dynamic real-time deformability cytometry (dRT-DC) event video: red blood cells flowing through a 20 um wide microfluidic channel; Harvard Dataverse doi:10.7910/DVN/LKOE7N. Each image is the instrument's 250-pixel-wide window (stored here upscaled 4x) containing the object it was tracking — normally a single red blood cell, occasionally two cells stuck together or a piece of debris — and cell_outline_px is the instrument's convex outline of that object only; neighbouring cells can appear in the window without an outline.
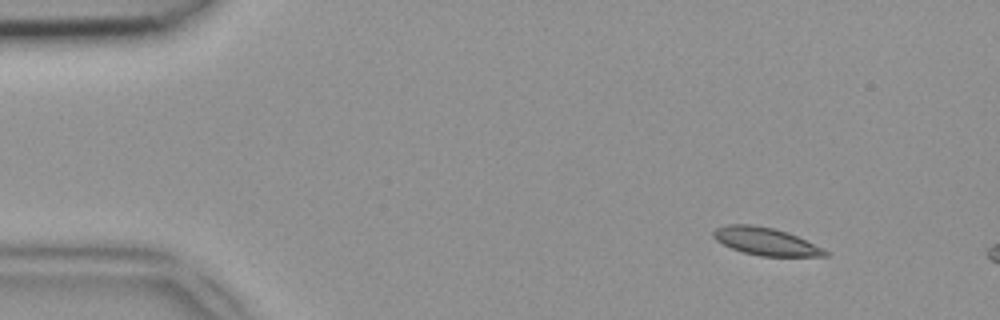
{"species": "common noctule bat (a hibernating species)", "species_latin": "Nyctalus noctula", "temperature_condition": "room temperature", "stored_images_in_passage": 9, "camera_frame_rate_fps": 3000, "um_per_image_px": 0.085, "animal": {"sex": "female", "body_mass_g": 18.4}, "frame": {"image": 1, "passage_image": 4, "time_ms": 1.0, "image_size_px": [1000, 320], "cell_outline_px": [[828, 256], [760, 256], [744, 252], [732, 248], [716, 240], [712, 236], [712, 232], [716, 228], [728, 224], [752, 224], [772, 228], [788, 232], [828, 252]], "centroid_in_image_um": [65.02, 20.51], "position_along_channel_um": 20.0, "area_um2": 17.63}}